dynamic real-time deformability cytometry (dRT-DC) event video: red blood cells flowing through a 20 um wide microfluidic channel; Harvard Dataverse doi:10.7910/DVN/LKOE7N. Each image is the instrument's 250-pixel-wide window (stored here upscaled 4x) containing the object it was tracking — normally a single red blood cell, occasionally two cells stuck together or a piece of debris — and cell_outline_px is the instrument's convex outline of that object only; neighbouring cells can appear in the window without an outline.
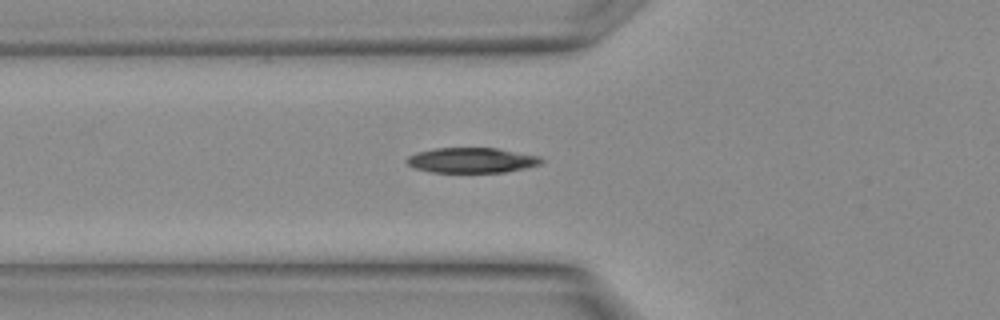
{"species": "Egyptian fruit bat (a non-hibernating species)", "species_latin": "Rousettus aegyptiacus", "temperature_condition": "warm", "stored_images_in_passage": 27, "camera_frame_rate_fps": 3000, "um_per_image_px": 0.085, "animal": {"sex": "female"}, "frame": {"image": 1, "passage_image": 8, "time_ms": 2.333, "image_size_px": [1000, 320], "cell_outline_px": [[544, 160], [540, 164], [524, 168], [504, 172], [432, 172], [412, 168], [404, 160], [408, 156], [416, 152], [432, 148], [496, 148], [540, 156]], "centroid_in_image_um": [40.04, 13.62], "position_along_channel_um": 85.8, "area_um2": 19.83}}